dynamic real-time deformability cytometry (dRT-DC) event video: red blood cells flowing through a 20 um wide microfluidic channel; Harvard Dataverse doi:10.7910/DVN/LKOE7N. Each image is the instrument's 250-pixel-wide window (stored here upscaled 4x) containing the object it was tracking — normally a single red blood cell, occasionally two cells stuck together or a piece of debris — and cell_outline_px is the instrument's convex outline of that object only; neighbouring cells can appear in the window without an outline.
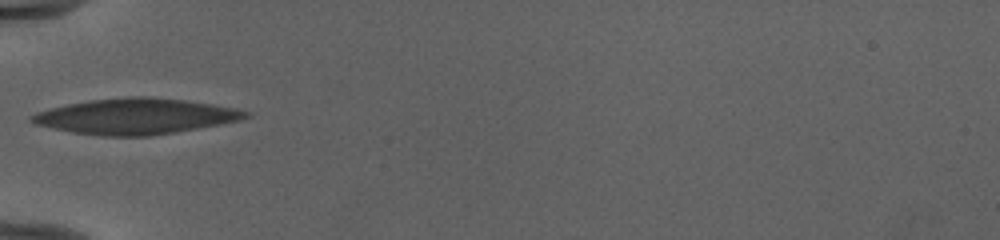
{"species": "human", "species_latin": "Homo sapiens", "temperature_condition": "cold", "stored_images_in_passage": 33, "camera_frame_rate_fps": 3000, "um_per_image_px": 0.085, "donor": {"sex": "female"}, "frame": {"image": 1, "passage_image": 1, "time_ms": 0.0, "image_size_px": [1000, 240], "cell_outline_px": [[252, 116], [240, 120], [220, 124], [176, 132], [148, 136], [104, 136], [72, 132], [32, 124], [28, 120], [28, 116], [36, 112], [68, 104], [88, 100], [128, 96], [148, 96], [184, 100], [212, 104], [236, 108], [252, 112]], "centroid_in_image_um": [11.52, 9.88], "position_along_channel_um": 73.5, "area_um2": 44.68}}
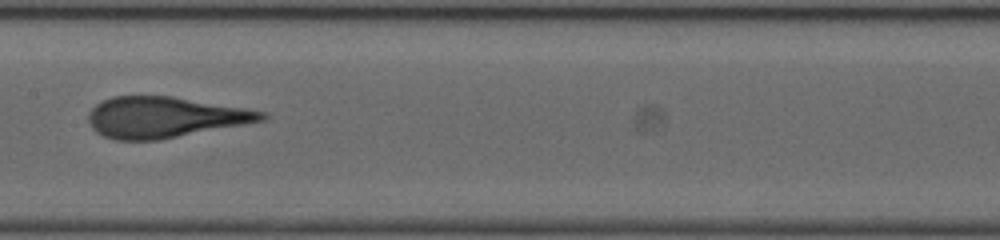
{"frame": {"image": 2, "passage_image": 10, "time_ms": 3.0, "image_size_px": [1000, 240], "cell_outline_px": [[268, 116], [264, 120], [244, 124], [160, 140], [116, 140], [104, 136], [96, 132], [92, 128], [88, 120], [88, 112], [96, 104], [112, 96], [172, 96], [268, 112]], "centroid_in_image_um": [13.97, 9.97], "position_along_channel_um": 193.4, "area_um2": 41.15}}
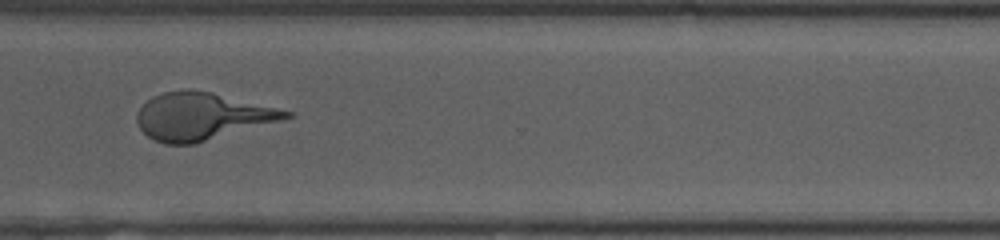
{"frame": {"image": 3, "passage_image": 22, "time_ms": 7.0, "image_size_px": [1000, 240], "cell_outline_px": [[296, 116], [284, 120], [196, 144], [164, 144], [152, 140], [140, 128], [136, 120], [136, 112], [152, 96], [164, 92], [188, 88], [212, 92], [296, 112]], "centroid_in_image_um": [17.2, 9.89], "position_along_channel_um": 353.4, "area_um2": 41.67}}